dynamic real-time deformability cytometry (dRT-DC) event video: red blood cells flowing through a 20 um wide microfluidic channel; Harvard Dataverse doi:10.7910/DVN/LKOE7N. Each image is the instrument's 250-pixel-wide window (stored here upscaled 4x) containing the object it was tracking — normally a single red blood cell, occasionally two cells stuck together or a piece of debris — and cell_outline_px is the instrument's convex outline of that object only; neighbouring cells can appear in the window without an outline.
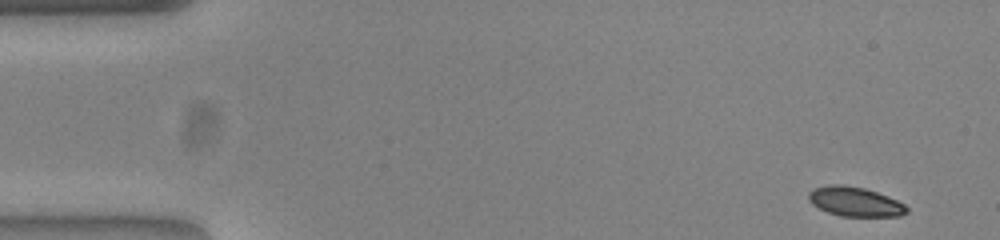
{"species": "common noctule bat (a hibernating species)", "species_latin": "Nyctalus noctula", "temperature_condition": "warm", "stored_images_in_passage": 51, "camera_frame_rate_fps": 3000, "um_per_image_px": 0.085, "animal": {"sex": "female", "body_mass_g": 23.0, "forearm_length_mm": 53.4}, "frame": {"image": 1, "passage_image": 1, "time_ms": 0.0, "image_size_px": [1000, 240], "cell_outline_px": [[908, 212], [900, 216], [840, 216], [828, 212], [812, 204], [808, 200], [808, 192], [812, 188], [828, 184], [844, 184], [864, 188], [888, 196], [904, 204], [908, 208]], "centroid_in_image_um": [72.64, 17.13], "position_along_channel_um": 12.4, "area_um2": 16.94}}
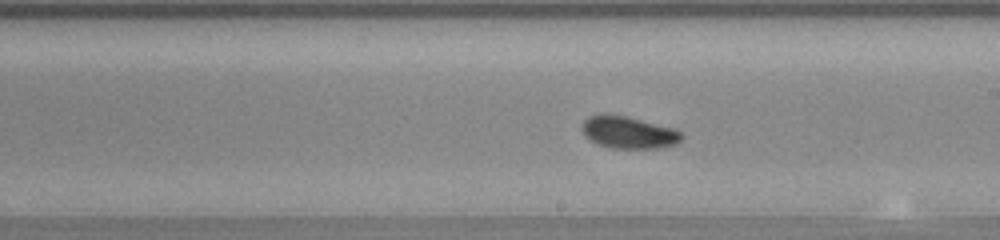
{"frame": {"image": 2, "passage_image": 28, "time_ms": 9.0, "image_size_px": [1000, 240], "cell_outline_px": [[684, 136], [676, 144], [660, 148], [608, 148], [596, 144], [584, 136], [580, 128], [584, 120], [588, 116], [628, 116], [676, 128]], "centroid_in_image_um": [53.44, 11.28], "position_along_channel_um": 235.6, "area_um2": 18.73}}
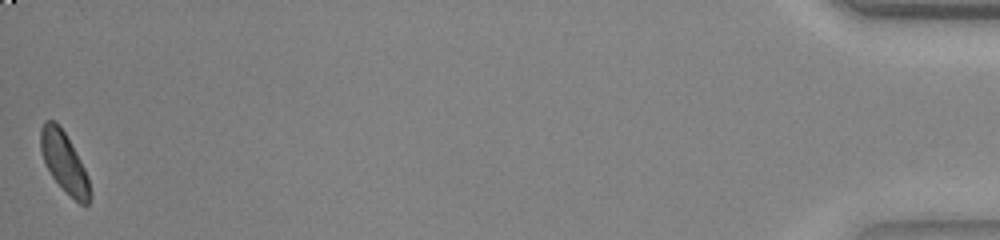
{"frame": {"image": 3, "passage_image": 51, "time_ms": 16.667, "image_size_px": [1000, 240], "cell_outline_px": [[92, 196], [88, 204], [80, 204], [52, 176], [44, 160], [40, 148], [40, 128], [44, 120], [52, 120], [60, 124], [76, 152], [88, 176], [92, 192]], "centroid_in_image_um": [5.47, 13.75], "position_along_channel_um": 429.7, "area_um2": 17.11}, "authors_computed_cell_mechanics": {"area_um2": 17.9758, "velocity_mm_per_s": 3.8364, "shape_relaxation_time_tau1_ms": 2.5601, "shape_relaxation_time_tau2_ms": null, "deformation_change_tau1": 0.0867, "deformation_change_tau2": null}}